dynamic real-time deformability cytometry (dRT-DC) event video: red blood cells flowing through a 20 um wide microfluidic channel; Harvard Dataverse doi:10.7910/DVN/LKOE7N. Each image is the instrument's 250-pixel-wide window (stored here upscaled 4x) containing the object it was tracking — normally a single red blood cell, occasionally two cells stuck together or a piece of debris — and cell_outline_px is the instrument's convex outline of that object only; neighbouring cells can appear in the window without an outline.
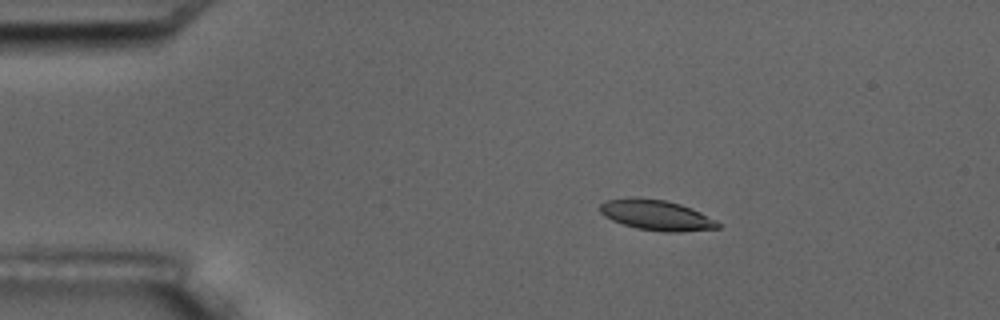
{"species": "common noctule bat (a hibernating species)", "species_latin": "Nyctalus noctula", "temperature_condition": "room temperature", "stored_images_in_passage": 5, "camera_frame_rate_fps": 3000, "um_per_image_px": 0.085, "animal": {"sex": "male", "body_mass_g": 17.5, "forearm_length_mm": 52.3}, "frame": {"image": 1, "passage_image": 3, "time_ms": 3.333, "image_size_px": [1000, 320], "cell_outline_px": [[720, 228], [680, 232], [664, 232], [636, 228], [612, 220], [604, 216], [600, 212], [600, 204], [604, 200], [632, 196], [664, 200], [680, 204], [692, 208], [716, 220], [720, 224]], "centroid_in_image_um": [55.77, 18.27], "position_along_channel_um": 29.2, "area_um2": 21.04}}
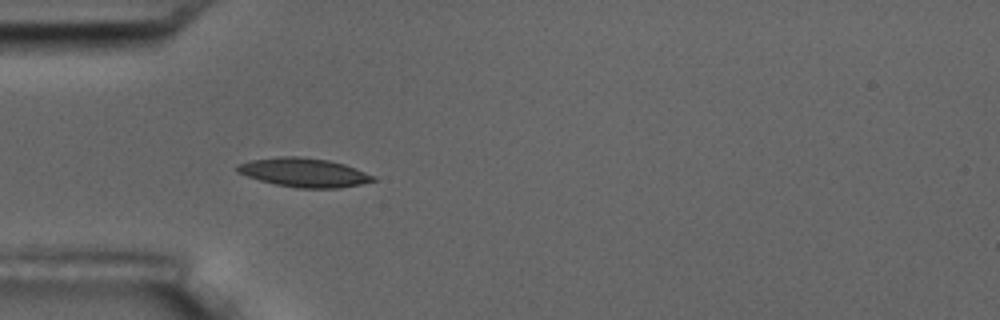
{"frame": {"image": 2, "passage_image": 5, "time_ms": 5.667, "image_size_px": [1000, 320], "cell_outline_px": [[376, 180], [360, 184], [340, 188], [300, 188], [276, 184], [260, 180], [236, 172], [236, 164], [248, 160], [280, 156], [300, 156], [328, 160], [344, 164], [356, 168], [376, 176]], "centroid_in_image_um": [25.83, 14.65], "position_along_channel_um": 59.2, "area_um2": 23.0}}